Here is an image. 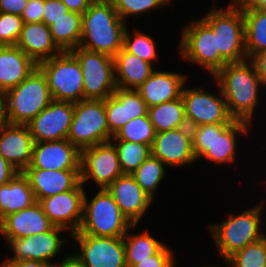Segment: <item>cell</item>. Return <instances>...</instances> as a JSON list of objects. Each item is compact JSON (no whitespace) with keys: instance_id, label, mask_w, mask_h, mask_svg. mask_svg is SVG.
<instances>
[{"instance_id":"6da1fadb","label":"cell","mask_w":266,"mask_h":267,"mask_svg":"<svg viewBox=\"0 0 266 267\" xmlns=\"http://www.w3.org/2000/svg\"><path fill=\"white\" fill-rule=\"evenodd\" d=\"M213 77L222 91L230 115L235 120L251 124L259 104L258 89L263 86L254 64L249 59L227 63Z\"/></svg>"},{"instance_id":"7a4b0ae2","label":"cell","mask_w":266,"mask_h":267,"mask_svg":"<svg viewBox=\"0 0 266 267\" xmlns=\"http://www.w3.org/2000/svg\"><path fill=\"white\" fill-rule=\"evenodd\" d=\"M126 25L111 0H94L82 14L79 47L113 58L123 48Z\"/></svg>"},{"instance_id":"3957f363","label":"cell","mask_w":266,"mask_h":267,"mask_svg":"<svg viewBox=\"0 0 266 267\" xmlns=\"http://www.w3.org/2000/svg\"><path fill=\"white\" fill-rule=\"evenodd\" d=\"M6 122L27 125L53 100L48 81L39 67L18 86L4 93Z\"/></svg>"},{"instance_id":"277c9868","label":"cell","mask_w":266,"mask_h":267,"mask_svg":"<svg viewBox=\"0 0 266 267\" xmlns=\"http://www.w3.org/2000/svg\"><path fill=\"white\" fill-rule=\"evenodd\" d=\"M252 124L234 120L231 124H203L191 127L195 159L204 157L223 165L234 160L239 134H248ZM239 133V134H238Z\"/></svg>"},{"instance_id":"5b68a950","label":"cell","mask_w":266,"mask_h":267,"mask_svg":"<svg viewBox=\"0 0 266 267\" xmlns=\"http://www.w3.org/2000/svg\"><path fill=\"white\" fill-rule=\"evenodd\" d=\"M88 199L85 192L82 221L78 231L72 234L123 237L129 228L136 227V224H132L120 211L106 188L99 189L90 202Z\"/></svg>"},{"instance_id":"8992f818","label":"cell","mask_w":266,"mask_h":267,"mask_svg":"<svg viewBox=\"0 0 266 267\" xmlns=\"http://www.w3.org/2000/svg\"><path fill=\"white\" fill-rule=\"evenodd\" d=\"M262 201L264 202L256 205L257 207L245 210L237 216L227 214L228 219L225 222L208 226L223 260L264 237L260 227L265 200Z\"/></svg>"},{"instance_id":"52a82bcc","label":"cell","mask_w":266,"mask_h":267,"mask_svg":"<svg viewBox=\"0 0 266 267\" xmlns=\"http://www.w3.org/2000/svg\"><path fill=\"white\" fill-rule=\"evenodd\" d=\"M212 8L202 19L216 35L220 56L227 63L247 60L242 8L233 2L227 8Z\"/></svg>"},{"instance_id":"ba28073f","label":"cell","mask_w":266,"mask_h":267,"mask_svg":"<svg viewBox=\"0 0 266 267\" xmlns=\"http://www.w3.org/2000/svg\"><path fill=\"white\" fill-rule=\"evenodd\" d=\"M105 100H81L74 103V114L67 139L80 151L110 142Z\"/></svg>"},{"instance_id":"9c48e42d","label":"cell","mask_w":266,"mask_h":267,"mask_svg":"<svg viewBox=\"0 0 266 267\" xmlns=\"http://www.w3.org/2000/svg\"><path fill=\"white\" fill-rule=\"evenodd\" d=\"M38 67L45 74L53 100H83V74L79 61L70 51H63Z\"/></svg>"},{"instance_id":"30bf717a","label":"cell","mask_w":266,"mask_h":267,"mask_svg":"<svg viewBox=\"0 0 266 267\" xmlns=\"http://www.w3.org/2000/svg\"><path fill=\"white\" fill-rule=\"evenodd\" d=\"M186 26L182 29L179 45L182 58L203 67L214 76L227 64L217 50L216 35L202 18Z\"/></svg>"},{"instance_id":"8fae6325","label":"cell","mask_w":266,"mask_h":267,"mask_svg":"<svg viewBox=\"0 0 266 267\" xmlns=\"http://www.w3.org/2000/svg\"><path fill=\"white\" fill-rule=\"evenodd\" d=\"M83 74V100H105L117 88L114 59L109 55L77 47L70 51Z\"/></svg>"},{"instance_id":"7c38bea8","label":"cell","mask_w":266,"mask_h":267,"mask_svg":"<svg viewBox=\"0 0 266 267\" xmlns=\"http://www.w3.org/2000/svg\"><path fill=\"white\" fill-rule=\"evenodd\" d=\"M219 93L221 98L206 90L183 87L181 97L190 128L203 124H231L235 120L228 111L220 87Z\"/></svg>"},{"instance_id":"4fadbf2b","label":"cell","mask_w":266,"mask_h":267,"mask_svg":"<svg viewBox=\"0 0 266 267\" xmlns=\"http://www.w3.org/2000/svg\"><path fill=\"white\" fill-rule=\"evenodd\" d=\"M123 174L117 151L111 142L81 150L80 177L83 185L92 178L100 189L107 188Z\"/></svg>"},{"instance_id":"5bb4252c","label":"cell","mask_w":266,"mask_h":267,"mask_svg":"<svg viewBox=\"0 0 266 267\" xmlns=\"http://www.w3.org/2000/svg\"><path fill=\"white\" fill-rule=\"evenodd\" d=\"M79 251L77 256L86 267H127L123 237H97L71 234Z\"/></svg>"},{"instance_id":"9a60e30c","label":"cell","mask_w":266,"mask_h":267,"mask_svg":"<svg viewBox=\"0 0 266 267\" xmlns=\"http://www.w3.org/2000/svg\"><path fill=\"white\" fill-rule=\"evenodd\" d=\"M74 114V103L52 100L28 124L34 142L65 140Z\"/></svg>"},{"instance_id":"2e32d148","label":"cell","mask_w":266,"mask_h":267,"mask_svg":"<svg viewBox=\"0 0 266 267\" xmlns=\"http://www.w3.org/2000/svg\"><path fill=\"white\" fill-rule=\"evenodd\" d=\"M85 190L80 182L73 190L58 193L39 201L50 222L69 231H78L83 216Z\"/></svg>"},{"instance_id":"e0dca14e","label":"cell","mask_w":266,"mask_h":267,"mask_svg":"<svg viewBox=\"0 0 266 267\" xmlns=\"http://www.w3.org/2000/svg\"><path fill=\"white\" fill-rule=\"evenodd\" d=\"M65 229L54 226L51 230L41 232L37 235L6 239L10 245L13 257L5 261L34 260L53 265L52 258H55L66 240L60 238V233ZM51 259V260H50Z\"/></svg>"},{"instance_id":"ac0fdd59","label":"cell","mask_w":266,"mask_h":267,"mask_svg":"<svg viewBox=\"0 0 266 267\" xmlns=\"http://www.w3.org/2000/svg\"><path fill=\"white\" fill-rule=\"evenodd\" d=\"M151 154L171 167L195 162L191 128L187 126L156 133Z\"/></svg>"},{"instance_id":"d6986e66","label":"cell","mask_w":266,"mask_h":267,"mask_svg":"<svg viewBox=\"0 0 266 267\" xmlns=\"http://www.w3.org/2000/svg\"><path fill=\"white\" fill-rule=\"evenodd\" d=\"M81 151L68 139L34 142L32 159L26 169L80 170Z\"/></svg>"},{"instance_id":"ffe728a7","label":"cell","mask_w":266,"mask_h":267,"mask_svg":"<svg viewBox=\"0 0 266 267\" xmlns=\"http://www.w3.org/2000/svg\"><path fill=\"white\" fill-rule=\"evenodd\" d=\"M106 189L132 224H138L153 202L131 174L119 176Z\"/></svg>"},{"instance_id":"44dd1931","label":"cell","mask_w":266,"mask_h":267,"mask_svg":"<svg viewBox=\"0 0 266 267\" xmlns=\"http://www.w3.org/2000/svg\"><path fill=\"white\" fill-rule=\"evenodd\" d=\"M33 137L27 125L5 123L0 128V154L19 172L31 163Z\"/></svg>"},{"instance_id":"7402d4cb","label":"cell","mask_w":266,"mask_h":267,"mask_svg":"<svg viewBox=\"0 0 266 267\" xmlns=\"http://www.w3.org/2000/svg\"><path fill=\"white\" fill-rule=\"evenodd\" d=\"M53 227L42 206L36 201L19 212L7 215L0 222V236L4 239L25 238L49 231Z\"/></svg>"},{"instance_id":"603a6c76","label":"cell","mask_w":266,"mask_h":267,"mask_svg":"<svg viewBox=\"0 0 266 267\" xmlns=\"http://www.w3.org/2000/svg\"><path fill=\"white\" fill-rule=\"evenodd\" d=\"M36 201L73 190L80 182V170L25 169Z\"/></svg>"},{"instance_id":"cb8c5ba5","label":"cell","mask_w":266,"mask_h":267,"mask_svg":"<svg viewBox=\"0 0 266 267\" xmlns=\"http://www.w3.org/2000/svg\"><path fill=\"white\" fill-rule=\"evenodd\" d=\"M185 82L182 73L155 70L136 90L147 107H153L179 98Z\"/></svg>"},{"instance_id":"d4e9b609","label":"cell","mask_w":266,"mask_h":267,"mask_svg":"<svg viewBox=\"0 0 266 267\" xmlns=\"http://www.w3.org/2000/svg\"><path fill=\"white\" fill-rule=\"evenodd\" d=\"M16 46L37 65L62 52L54 43L49 27L43 22L24 23Z\"/></svg>"},{"instance_id":"484cf974","label":"cell","mask_w":266,"mask_h":267,"mask_svg":"<svg viewBox=\"0 0 266 267\" xmlns=\"http://www.w3.org/2000/svg\"><path fill=\"white\" fill-rule=\"evenodd\" d=\"M38 65L17 46L0 49V92L18 86Z\"/></svg>"},{"instance_id":"4316f807","label":"cell","mask_w":266,"mask_h":267,"mask_svg":"<svg viewBox=\"0 0 266 267\" xmlns=\"http://www.w3.org/2000/svg\"><path fill=\"white\" fill-rule=\"evenodd\" d=\"M115 81L118 88L136 90L155 71L152 64L122 48L114 57Z\"/></svg>"},{"instance_id":"83f0119b","label":"cell","mask_w":266,"mask_h":267,"mask_svg":"<svg viewBox=\"0 0 266 267\" xmlns=\"http://www.w3.org/2000/svg\"><path fill=\"white\" fill-rule=\"evenodd\" d=\"M36 202L29 180L17 173L7 184L0 186V222L9 214L19 212Z\"/></svg>"},{"instance_id":"f1b7e54d","label":"cell","mask_w":266,"mask_h":267,"mask_svg":"<svg viewBox=\"0 0 266 267\" xmlns=\"http://www.w3.org/2000/svg\"><path fill=\"white\" fill-rule=\"evenodd\" d=\"M148 116L155 133L187 127L185 106L182 97L160 105L148 107Z\"/></svg>"},{"instance_id":"f546056e","label":"cell","mask_w":266,"mask_h":267,"mask_svg":"<svg viewBox=\"0 0 266 267\" xmlns=\"http://www.w3.org/2000/svg\"><path fill=\"white\" fill-rule=\"evenodd\" d=\"M52 39L63 51L79 46L82 34V14L69 11L49 26Z\"/></svg>"},{"instance_id":"4dcf8cb0","label":"cell","mask_w":266,"mask_h":267,"mask_svg":"<svg viewBox=\"0 0 266 267\" xmlns=\"http://www.w3.org/2000/svg\"><path fill=\"white\" fill-rule=\"evenodd\" d=\"M242 11L246 54L250 59L257 52L266 49V10L242 8Z\"/></svg>"},{"instance_id":"1f68e13d","label":"cell","mask_w":266,"mask_h":267,"mask_svg":"<svg viewBox=\"0 0 266 267\" xmlns=\"http://www.w3.org/2000/svg\"><path fill=\"white\" fill-rule=\"evenodd\" d=\"M123 244L127 267H133L140 261L149 259V256L156 254L165 245L152 237L148 231L130 234L128 230L123 236Z\"/></svg>"},{"instance_id":"d6a6232c","label":"cell","mask_w":266,"mask_h":267,"mask_svg":"<svg viewBox=\"0 0 266 267\" xmlns=\"http://www.w3.org/2000/svg\"><path fill=\"white\" fill-rule=\"evenodd\" d=\"M165 164L150 154L144 162L131 174L137 184L154 199V192L164 179Z\"/></svg>"},{"instance_id":"836d02e7","label":"cell","mask_w":266,"mask_h":267,"mask_svg":"<svg viewBox=\"0 0 266 267\" xmlns=\"http://www.w3.org/2000/svg\"><path fill=\"white\" fill-rule=\"evenodd\" d=\"M110 142L117 151L124 174H132L151 154V147L146 144L124 140H110Z\"/></svg>"},{"instance_id":"e575fe53","label":"cell","mask_w":266,"mask_h":267,"mask_svg":"<svg viewBox=\"0 0 266 267\" xmlns=\"http://www.w3.org/2000/svg\"><path fill=\"white\" fill-rule=\"evenodd\" d=\"M155 134L153 124L150 122L147 114L146 116L131 119L116 132L111 140H124L142 143L152 147Z\"/></svg>"},{"instance_id":"d590c367","label":"cell","mask_w":266,"mask_h":267,"mask_svg":"<svg viewBox=\"0 0 266 267\" xmlns=\"http://www.w3.org/2000/svg\"><path fill=\"white\" fill-rule=\"evenodd\" d=\"M105 112L109 133L113 137L116 132L128 123L127 89L116 88L114 93L105 99Z\"/></svg>"},{"instance_id":"8d00e7d4","label":"cell","mask_w":266,"mask_h":267,"mask_svg":"<svg viewBox=\"0 0 266 267\" xmlns=\"http://www.w3.org/2000/svg\"><path fill=\"white\" fill-rule=\"evenodd\" d=\"M224 261L232 267H266V240L249 244Z\"/></svg>"},{"instance_id":"74e56055","label":"cell","mask_w":266,"mask_h":267,"mask_svg":"<svg viewBox=\"0 0 266 267\" xmlns=\"http://www.w3.org/2000/svg\"><path fill=\"white\" fill-rule=\"evenodd\" d=\"M131 36L126 27L123 48L130 54L152 64V61L158 57L155 41L148 34L140 31L134 32L133 38Z\"/></svg>"},{"instance_id":"f35d334b","label":"cell","mask_w":266,"mask_h":267,"mask_svg":"<svg viewBox=\"0 0 266 267\" xmlns=\"http://www.w3.org/2000/svg\"><path fill=\"white\" fill-rule=\"evenodd\" d=\"M120 16L126 22V17L138 15L157 8H163L166 4H171L172 0H111Z\"/></svg>"},{"instance_id":"ab89813d","label":"cell","mask_w":266,"mask_h":267,"mask_svg":"<svg viewBox=\"0 0 266 267\" xmlns=\"http://www.w3.org/2000/svg\"><path fill=\"white\" fill-rule=\"evenodd\" d=\"M23 24L20 15L0 12V42L3 46H16Z\"/></svg>"},{"instance_id":"60d3db41","label":"cell","mask_w":266,"mask_h":267,"mask_svg":"<svg viewBox=\"0 0 266 267\" xmlns=\"http://www.w3.org/2000/svg\"><path fill=\"white\" fill-rule=\"evenodd\" d=\"M173 251L164 245L156 254L149 259L140 261L133 267H176Z\"/></svg>"},{"instance_id":"b9f144b4","label":"cell","mask_w":266,"mask_h":267,"mask_svg":"<svg viewBox=\"0 0 266 267\" xmlns=\"http://www.w3.org/2000/svg\"><path fill=\"white\" fill-rule=\"evenodd\" d=\"M127 111L128 119L146 116L148 113L146 102L137 90L127 89Z\"/></svg>"},{"instance_id":"7bdbcfd3","label":"cell","mask_w":266,"mask_h":267,"mask_svg":"<svg viewBox=\"0 0 266 267\" xmlns=\"http://www.w3.org/2000/svg\"><path fill=\"white\" fill-rule=\"evenodd\" d=\"M43 11L42 22L48 27L55 22V20L69 12L67 6L61 0H44Z\"/></svg>"},{"instance_id":"ee69618b","label":"cell","mask_w":266,"mask_h":267,"mask_svg":"<svg viewBox=\"0 0 266 267\" xmlns=\"http://www.w3.org/2000/svg\"><path fill=\"white\" fill-rule=\"evenodd\" d=\"M44 0H28L21 17L24 23L42 22Z\"/></svg>"},{"instance_id":"f6af8a7d","label":"cell","mask_w":266,"mask_h":267,"mask_svg":"<svg viewBox=\"0 0 266 267\" xmlns=\"http://www.w3.org/2000/svg\"><path fill=\"white\" fill-rule=\"evenodd\" d=\"M249 60L254 64L262 85L266 86V49L257 52Z\"/></svg>"},{"instance_id":"bcb514c9","label":"cell","mask_w":266,"mask_h":267,"mask_svg":"<svg viewBox=\"0 0 266 267\" xmlns=\"http://www.w3.org/2000/svg\"><path fill=\"white\" fill-rule=\"evenodd\" d=\"M28 0H0V12L20 15Z\"/></svg>"},{"instance_id":"7dc6e473","label":"cell","mask_w":266,"mask_h":267,"mask_svg":"<svg viewBox=\"0 0 266 267\" xmlns=\"http://www.w3.org/2000/svg\"><path fill=\"white\" fill-rule=\"evenodd\" d=\"M19 171L0 154V186L7 184Z\"/></svg>"},{"instance_id":"c3c4849f","label":"cell","mask_w":266,"mask_h":267,"mask_svg":"<svg viewBox=\"0 0 266 267\" xmlns=\"http://www.w3.org/2000/svg\"><path fill=\"white\" fill-rule=\"evenodd\" d=\"M69 11L83 14L94 0H61Z\"/></svg>"},{"instance_id":"681fc988","label":"cell","mask_w":266,"mask_h":267,"mask_svg":"<svg viewBox=\"0 0 266 267\" xmlns=\"http://www.w3.org/2000/svg\"><path fill=\"white\" fill-rule=\"evenodd\" d=\"M0 267H51V265L41 261L34 260H19V261H4Z\"/></svg>"},{"instance_id":"f907efd6","label":"cell","mask_w":266,"mask_h":267,"mask_svg":"<svg viewBox=\"0 0 266 267\" xmlns=\"http://www.w3.org/2000/svg\"><path fill=\"white\" fill-rule=\"evenodd\" d=\"M62 263L53 264L51 267H86L84 263L75 255H65Z\"/></svg>"},{"instance_id":"816d5d0a","label":"cell","mask_w":266,"mask_h":267,"mask_svg":"<svg viewBox=\"0 0 266 267\" xmlns=\"http://www.w3.org/2000/svg\"><path fill=\"white\" fill-rule=\"evenodd\" d=\"M235 3L241 8L266 10V0H237Z\"/></svg>"},{"instance_id":"f5cc1de1","label":"cell","mask_w":266,"mask_h":267,"mask_svg":"<svg viewBox=\"0 0 266 267\" xmlns=\"http://www.w3.org/2000/svg\"><path fill=\"white\" fill-rule=\"evenodd\" d=\"M6 123L5 115V97L4 93L0 92V128Z\"/></svg>"}]
</instances>
